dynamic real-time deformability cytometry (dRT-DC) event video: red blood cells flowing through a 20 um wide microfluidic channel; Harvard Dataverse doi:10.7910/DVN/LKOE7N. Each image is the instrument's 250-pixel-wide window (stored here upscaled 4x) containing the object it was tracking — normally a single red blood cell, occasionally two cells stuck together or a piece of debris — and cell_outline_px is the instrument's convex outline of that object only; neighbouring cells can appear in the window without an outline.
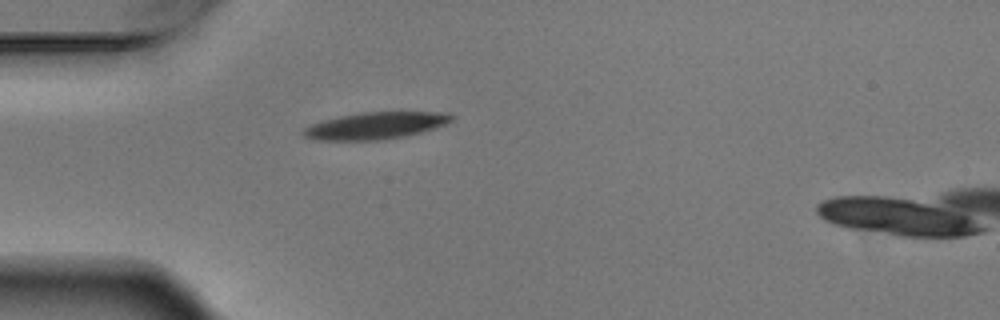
{"species": "Egyptian fruit bat (a non-hibernating species)", "species_latin": "Rousettus aegyptiacus", "temperature_condition": "warm", "stored_images_in_passage": 1, "camera_frame_rate_fps": 3000, "um_per_image_px": 0.085, "animal": {"sex": "male"}, "frame": {"image": 1, "passage_image": 1, "time_ms": 0.0, "image_size_px": [1000, 320], "cell_outline_px": [[456, 116], [452, 120], [444, 124], [420, 132], [404, 136], [380, 140], [320, 140], [304, 136], [300, 132], [304, 128], [312, 124], [324, 120], [340, 116], [360, 112], [448, 112]], "centroid_in_image_um": [31.92, 10.67], "position_along_channel_um": 53.1, "area_um2": 23.06}}